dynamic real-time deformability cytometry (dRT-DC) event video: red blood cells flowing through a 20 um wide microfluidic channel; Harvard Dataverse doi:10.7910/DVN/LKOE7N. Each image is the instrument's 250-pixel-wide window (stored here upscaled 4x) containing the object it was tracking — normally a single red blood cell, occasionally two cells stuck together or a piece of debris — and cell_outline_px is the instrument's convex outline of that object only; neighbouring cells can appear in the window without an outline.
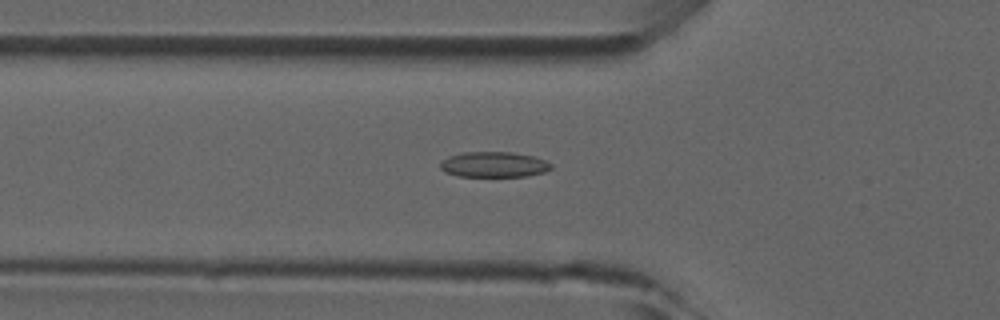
{"species": "common noctule bat (a hibernating species)", "species_latin": "Nyctalus noctula", "temperature_condition": "room temperature", "stored_images_in_passage": 36, "camera_frame_rate_fps": 3000, "um_per_image_px": 0.085, "animal": {"sex": "male", "forearm_length_mm": 52.5}, "frame": {"image": 1, "passage_image": 11, "time_ms": 3.333, "image_size_px": [1000, 320], "cell_outline_px": [[552, 168], [544, 172], [528, 176], [456, 176], [444, 172], [440, 168], [440, 164], [448, 156], [460, 152], [512, 152], [532, 156], [544, 160], [552, 164]], "centroid_in_image_um": [41.96, 13.98], "position_along_channel_um": 83.8, "area_um2": 16.47}}
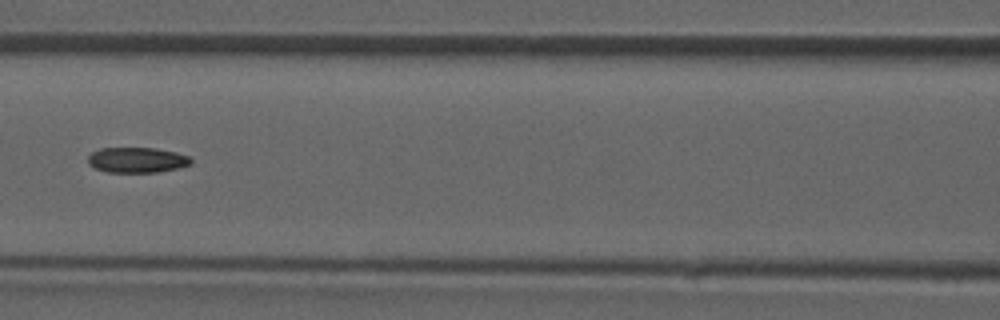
{"frame": {"image": 2, "passage_image": 16, "time_ms": 5.0, "image_size_px": [1000, 320], "cell_outline_px": [[192, 164], [180, 168], [156, 172], [108, 172], [96, 168], [88, 164], [88, 156], [92, 152], [100, 148], [156, 148], [176, 152], [188, 156], [192, 160]], "centroid_in_image_um": [11.66, 13.6], "position_along_channel_um": 154.9, "area_um2": 15.26}}